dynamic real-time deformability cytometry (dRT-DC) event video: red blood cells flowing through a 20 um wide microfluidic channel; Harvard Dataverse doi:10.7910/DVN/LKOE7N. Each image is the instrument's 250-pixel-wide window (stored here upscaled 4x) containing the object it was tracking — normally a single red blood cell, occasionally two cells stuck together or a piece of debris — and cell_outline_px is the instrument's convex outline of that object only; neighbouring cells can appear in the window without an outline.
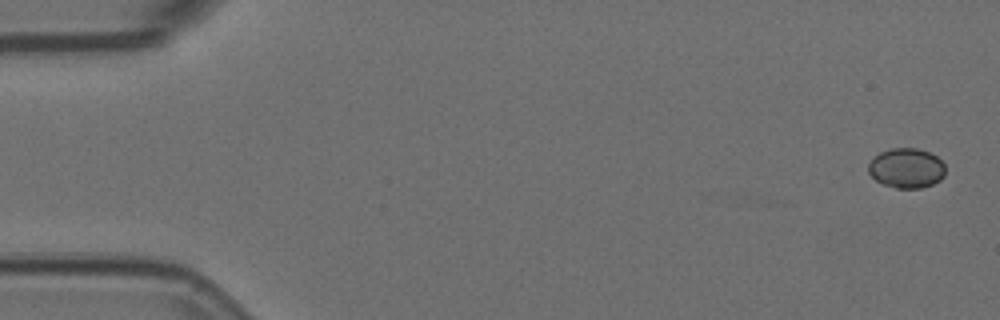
{"species": "Egyptian fruit bat (a non-hibernating species)", "species_latin": "Rousettus aegyptiacus", "temperature_condition": "room temperature", "stored_images_in_passage": 9, "camera_frame_rate_fps": 3000, "um_per_image_px": 0.085, "animal": {"sex": "female"}, "frame": {"image": 1, "passage_image": 1, "time_ms": 0.0, "image_size_px": [1000, 320], "cell_outline_px": [[944, 176], [940, 180], [932, 184], [920, 188], [896, 188], [884, 184], [876, 180], [868, 172], [868, 164], [880, 152], [892, 148], [916, 148], [928, 152], [936, 156], [944, 164]], "centroid_in_image_um": [77.05, 14.29], "position_along_channel_um": 8.0, "area_um2": 17.69}}
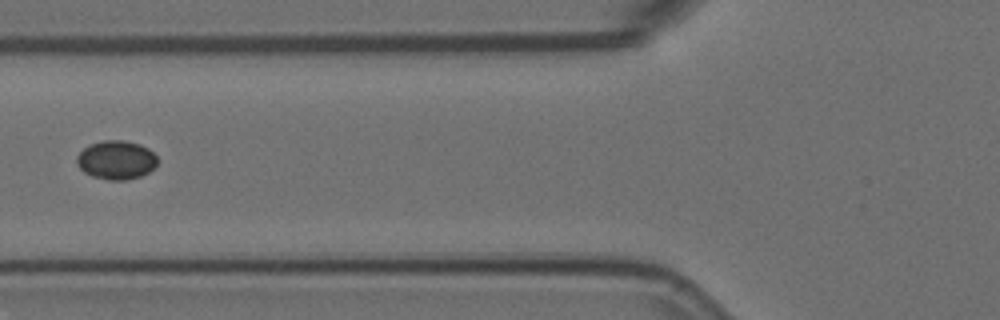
{"frame": {"image": 2, "passage_image": 6, "time_ms": 1.667, "image_size_px": [1000, 320], "cell_outline_px": [[156, 164], [148, 172], [140, 176], [128, 180], [108, 180], [92, 176], [84, 172], [76, 164], [76, 156], [88, 144], [104, 140], [124, 140], [140, 144], [148, 148], [156, 156]], "centroid_in_image_um": [9.85, 13.59], "position_along_channel_um": 116.0, "area_um2": 18.26}}
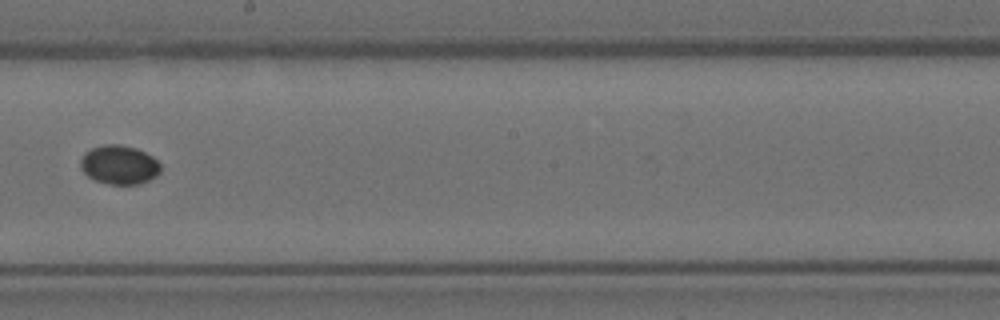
{"frame": {"image": 3, "passage_image": 9, "time_ms": 2.667, "image_size_px": [1000, 320], "cell_outline_px": [[160, 172], [156, 176], [140, 184], [108, 184], [96, 180], [88, 176], [80, 168], [80, 160], [84, 152], [92, 148], [104, 144], [120, 144], [136, 148], [152, 156], [160, 164]], "centroid_in_image_um": [10.12, 14.0], "position_along_channel_um": 238.1, "area_um2": 18.21}}